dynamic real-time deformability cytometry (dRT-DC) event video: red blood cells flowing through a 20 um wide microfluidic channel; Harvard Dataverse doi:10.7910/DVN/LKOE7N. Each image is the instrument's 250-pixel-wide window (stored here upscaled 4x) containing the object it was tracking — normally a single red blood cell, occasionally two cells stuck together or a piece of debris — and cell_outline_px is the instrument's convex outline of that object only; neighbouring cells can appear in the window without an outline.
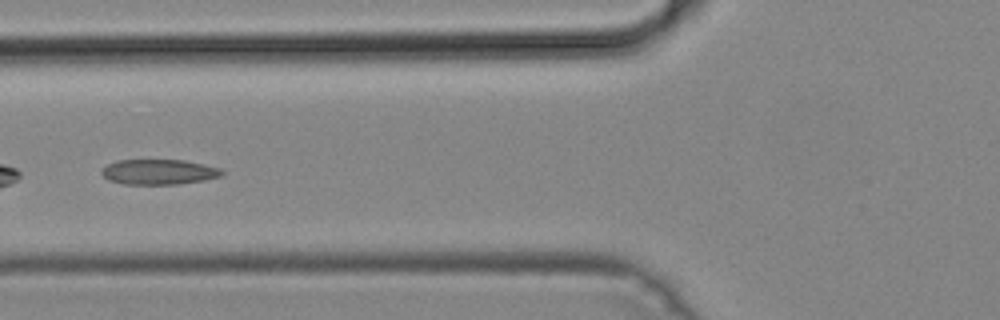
{"species": "common noctule bat (a hibernating species)", "species_latin": "Nyctalus noctula", "temperature_condition": "cold", "stored_images_in_passage": 39, "camera_frame_rate_fps": 3000, "um_per_image_px": 0.085, "animal": {"sex": "male", "body_mass_g": 19.2, "forearm_length_mm": 51.8}, "frame": {"image": 1, "passage_image": 12, "time_ms": 3.667, "image_size_px": [1000, 320], "cell_outline_px": [[224, 172], [220, 176], [204, 180], [180, 184], [124, 184], [108, 180], [100, 172], [108, 164], [116, 160], [184, 160], [204, 164], [220, 168]], "centroid_in_image_um": [13.5, 14.61], "position_along_channel_um": 112.3, "area_um2": 17.63}}